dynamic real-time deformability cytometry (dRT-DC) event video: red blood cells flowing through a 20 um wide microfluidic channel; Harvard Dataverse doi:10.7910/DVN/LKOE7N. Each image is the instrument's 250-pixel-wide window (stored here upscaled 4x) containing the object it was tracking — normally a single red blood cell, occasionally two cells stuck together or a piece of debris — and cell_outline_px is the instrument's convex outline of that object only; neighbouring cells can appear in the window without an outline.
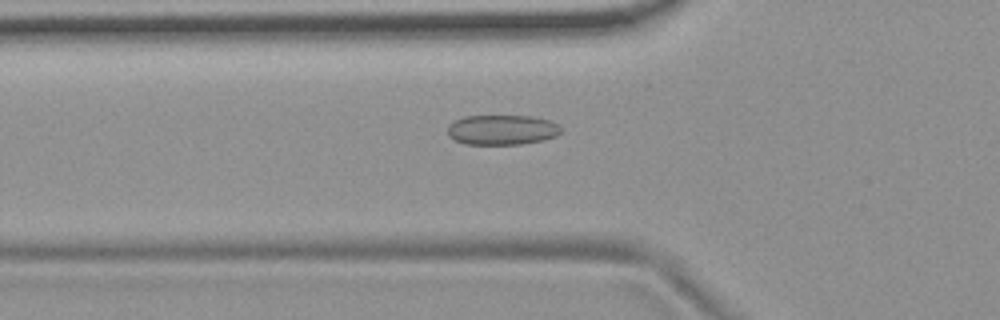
{"species": "common noctule bat (a hibernating species)", "species_latin": "Nyctalus noctula", "temperature_condition": "room temperature", "stored_images_in_passage": 55, "camera_frame_rate_fps": 3000, "um_per_image_px": 0.085, "animal": {"sex": "female", "body_mass_g": 19.9}, "frame": {"image": 1, "passage_image": 19, "time_ms": 6.0, "image_size_px": [1000, 320], "cell_outline_px": [[560, 132], [556, 136], [544, 140], [520, 144], [464, 144], [448, 136], [448, 124], [464, 116], [532, 116], [548, 120], [556, 124], [560, 128]], "centroid_in_image_um": [42.64, 11.04], "position_along_channel_um": 83.2, "area_um2": 19.71}}
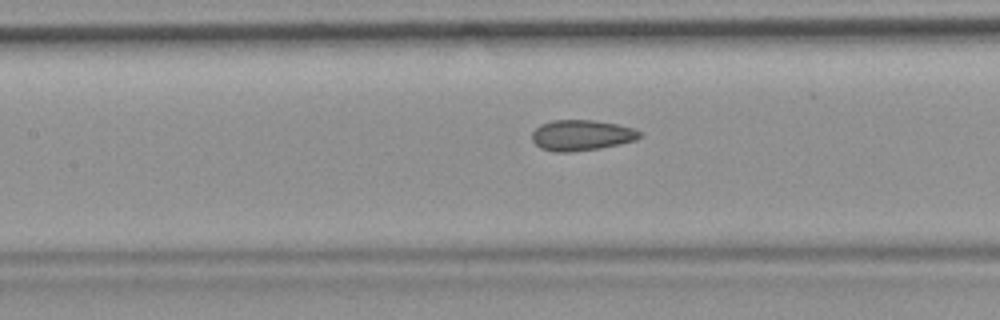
{"frame": {"image": 2, "passage_image": 25, "time_ms": 8.0, "image_size_px": [1000, 320], "cell_outline_px": [[640, 136], [636, 140], [620, 144], [600, 148], [572, 152], [552, 152], [540, 148], [532, 140], [532, 132], [540, 124], [552, 120], [596, 120], [636, 128], [640, 132]], "centroid_in_image_um": [49.42, 11.5], "position_along_channel_um": 158.0, "area_um2": 19.42}}
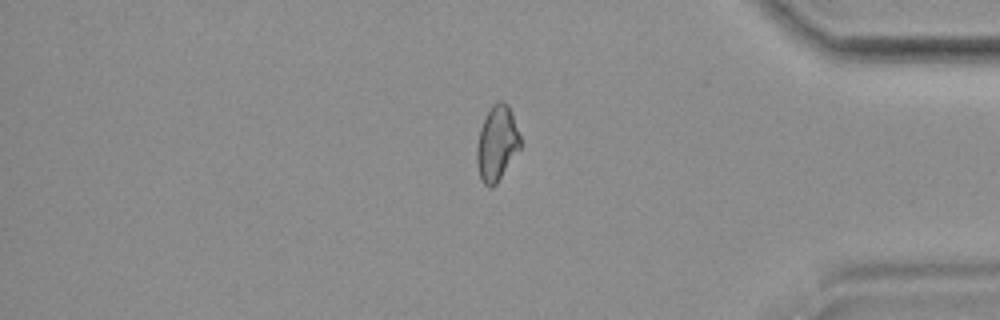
{"frame": {"image": 3, "passage_image": 46, "time_ms": 15.0, "image_size_px": [1000, 320], "cell_outline_px": [[520, 148], [496, 184], [492, 188], [488, 188], [480, 180], [476, 164], [476, 148], [480, 128], [492, 104], [496, 100], [500, 100], [508, 104], [520, 136]], "centroid_in_image_um": [42.21, 12.21], "position_along_channel_um": 393.0, "area_um2": 19.02}, "authors_computed_cell_mechanics": {"area_um2": 19.5942, "velocity_mm_per_s": 3.7103, "shape_relaxation_time_tau1_ms": null, "shape_relaxation_time_tau2_ms": 2.1341, "deformation_change_tau1": null, "deformation_change_tau2": 0.0867}}